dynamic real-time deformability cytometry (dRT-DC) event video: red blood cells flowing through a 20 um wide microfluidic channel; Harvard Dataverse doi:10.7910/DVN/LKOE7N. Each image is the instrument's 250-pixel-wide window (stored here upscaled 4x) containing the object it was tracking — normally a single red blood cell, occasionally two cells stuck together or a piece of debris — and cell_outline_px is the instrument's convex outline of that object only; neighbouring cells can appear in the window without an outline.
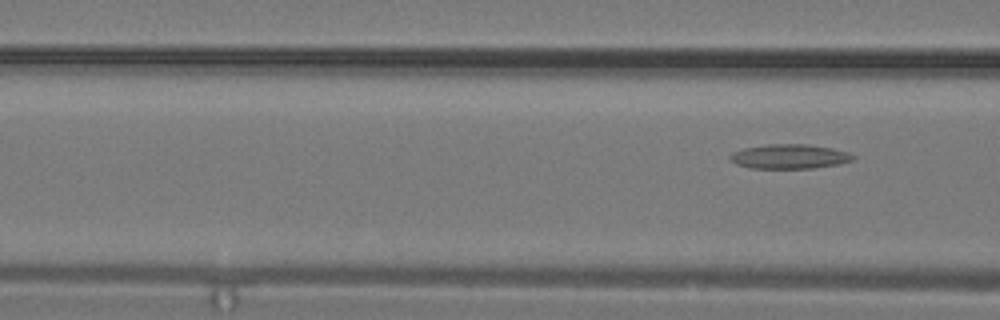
{"species": "common noctule bat (a hibernating species)", "species_latin": "Nyctalus noctula", "temperature_condition": "warm", "stored_images_in_passage": 4, "camera_frame_rate_fps": 3000, "um_per_image_px": 0.085, "animal": {"sex": "male", "body_mass_g": 19.2, "forearm_length_mm": 51.8}, "frame": {"image": 1, "passage_image": 4, "time_ms": 1.0, "image_size_px": [1000, 320], "cell_outline_px": [[856, 156], [852, 160], [840, 164], [812, 168], [748, 168], [736, 164], [728, 160], [728, 156], [732, 152], [744, 148], [768, 144], [808, 144], [832, 148], [848, 152]], "centroid_in_image_um": [67.07, 13.3], "position_along_channel_um": 99.5, "area_um2": 17.69}}